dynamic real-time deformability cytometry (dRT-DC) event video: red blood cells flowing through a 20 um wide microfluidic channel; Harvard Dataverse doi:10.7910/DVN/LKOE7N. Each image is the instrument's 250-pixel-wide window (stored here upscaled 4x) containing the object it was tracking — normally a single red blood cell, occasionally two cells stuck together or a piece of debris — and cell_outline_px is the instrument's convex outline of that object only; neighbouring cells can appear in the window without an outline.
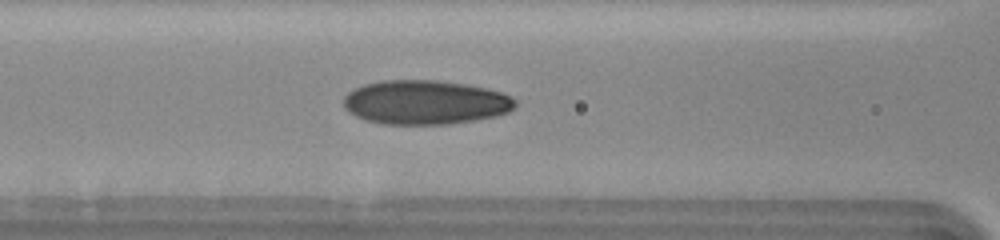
{"species": "human", "species_latin": "Homo sapiens", "temperature_condition": "cold", "stored_images_in_passage": 7, "camera_frame_rate_fps": 3000, "um_per_image_px": 0.085, "donor": {"sex": "female"}, "frame": {"image": 1, "passage_image": 5, "time_ms": 2.667, "image_size_px": [1000, 240], "cell_outline_px": [[516, 104], [508, 112], [496, 116], [472, 120], [444, 124], [384, 124], [368, 120], [356, 116], [348, 112], [344, 108], [344, 96], [348, 92], [364, 84], [380, 80], [436, 80], [464, 84], [488, 88], [500, 92], [516, 100]], "centroid_in_image_um": [36.12, 8.69], "position_along_channel_um": 130.5, "area_um2": 43.99}}